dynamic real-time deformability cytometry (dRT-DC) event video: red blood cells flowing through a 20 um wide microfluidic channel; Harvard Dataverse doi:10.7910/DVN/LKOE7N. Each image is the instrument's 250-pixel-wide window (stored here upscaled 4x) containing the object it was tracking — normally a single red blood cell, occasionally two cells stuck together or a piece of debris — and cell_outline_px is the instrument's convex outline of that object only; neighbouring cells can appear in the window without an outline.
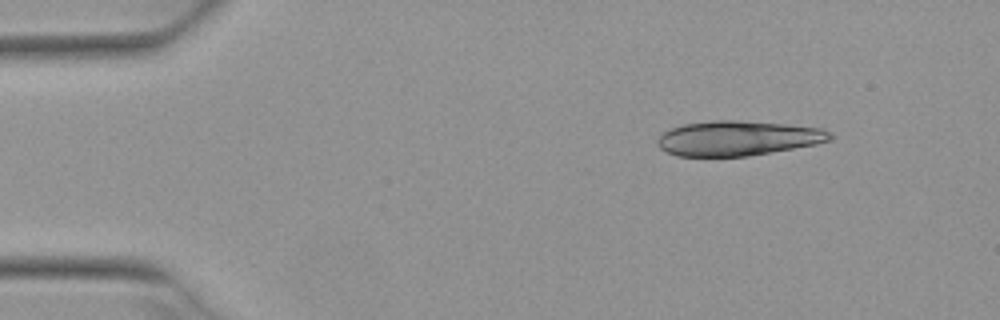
{"species": "Egyptian fruit bat (a non-hibernating species)", "species_latin": "Rousettus aegyptiacus", "temperature_condition": "warm", "stored_images_in_passage": 5, "camera_frame_rate_fps": 3000, "um_per_image_px": 0.085, "animal": {"sex": "female"}, "frame": {"image": 1, "passage_image": 2, "time_ms": 0.333, "image_size_px": [1000, 320], "cell_outline_px": [[836, 136], [828, 140], [816, 144], [748, 156], [676, 156], [660, 148], [656, 144], [656, 140], [664, 132], [672, 128], [684, 124], [712, 120], [736, 120], [784, 124], [820, 128], [832, 132]], "centroid_in_image_um": [62.71, 11.75], "position_along_channel_um": 22.3, "area_um2": 34.91}}